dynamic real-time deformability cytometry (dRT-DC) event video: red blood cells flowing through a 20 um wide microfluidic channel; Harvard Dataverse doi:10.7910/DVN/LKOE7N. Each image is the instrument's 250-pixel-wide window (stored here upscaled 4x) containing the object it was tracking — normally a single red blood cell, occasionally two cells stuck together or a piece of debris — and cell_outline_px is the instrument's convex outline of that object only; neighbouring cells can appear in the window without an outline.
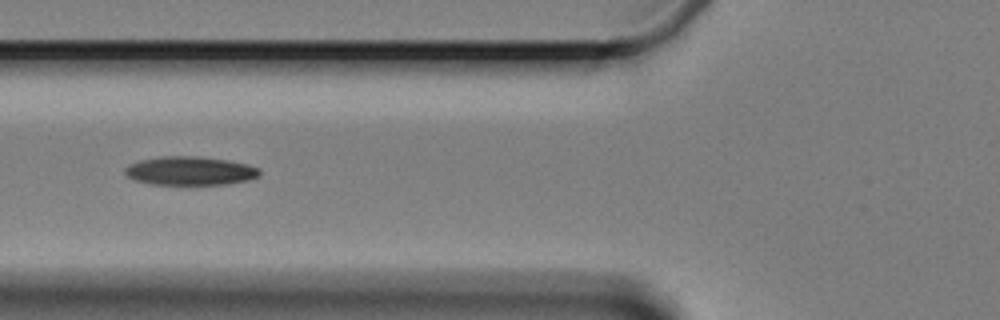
{"species": "Egyptian fruit bat (a non-hibernating species)", "species_latin": "Rousettus aegyptiacus", "temperature_condition": "cold", "stored_images_in_passage": 8, "camera_frame_rate_fps": 3000, "um_per_image_px": 0.085, "animal": {"sex": "female"}, "frame": {"image": 1, "passage_image": 5, "time_ms": 4.667, "image_size_px": [1000, 320], "cell_outline_px": [[260, 176], [248, 180], [228, 184], [152, 184], [132, 180], [124, 172], [124, 168], [128, 164], [140, 160], [160, 156], [196, 156], [228, 160], [248, 164], [260, 168]], "centroid_in_image_um": [16.15, 14.52], "position_along_channel_um": 109.7, "area_um2": 22.66}}
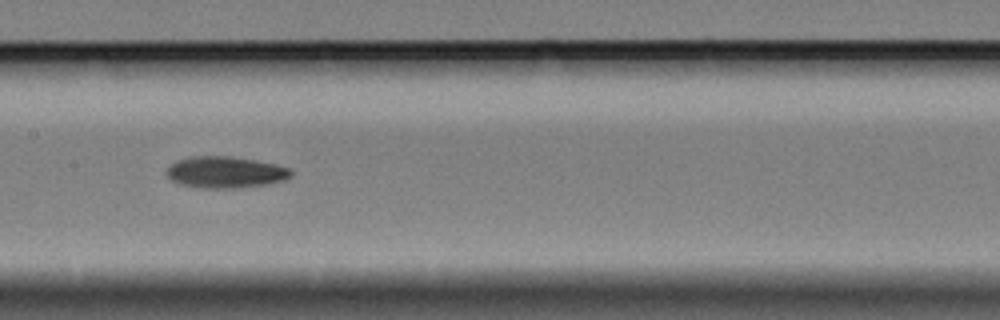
{"frame": {"image": 2, "passage_image": 7, "time_ms": 7.0, "image_size_px": [1000, 320], "cell_outline_px": [[292, 176], [284, 180], [264, 184], [240, 188], [204, 188], [180, 184], [172, 180], [168, 176], [168, 168], [176, 160], [192, 156], [228, 156], [276, 164], [288, 168], [292, 172]], "centroid_in_image_um": [19.16, 14.64], "position_along_channel_um": 188.2, "area_um2": 22.54}}
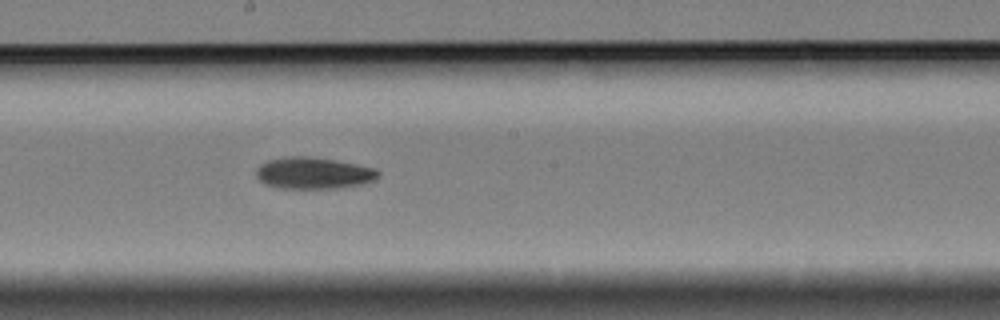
{"frame": {"image": 3, "passage_image": 8, "time_ms": 8.0, "image_size_px": [1000, 320], "cell_outline_px": [[380, 176], [376, 180], [364, 184], [340, 188], [276, 188], [264, 184], [256, 176], [256, 168], [260, 164], [268, 160], [284, 156], [304, 156], [332, 160], [356, 164], [376, 168], [380, 172]], "centroid_in_image_um": [26.65, 14.72], "position_along_channel_um": 221.5, "area_um2": 22.72}}